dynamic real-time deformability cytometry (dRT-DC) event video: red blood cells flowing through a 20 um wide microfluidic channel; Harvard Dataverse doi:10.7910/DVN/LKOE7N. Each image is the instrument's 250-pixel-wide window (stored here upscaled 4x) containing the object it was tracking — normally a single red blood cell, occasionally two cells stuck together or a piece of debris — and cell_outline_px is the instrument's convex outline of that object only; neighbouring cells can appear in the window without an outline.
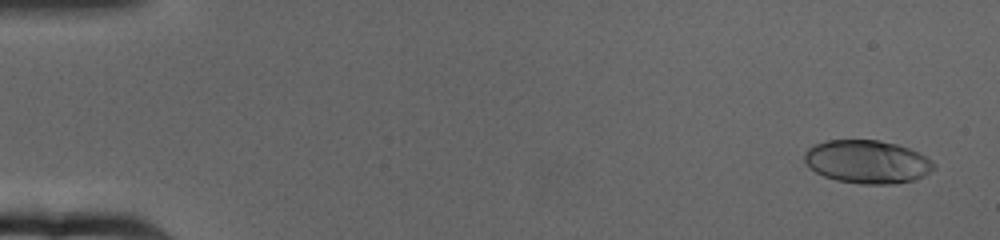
{"species": "human", "species_latin": "Homo sapiens", "temperature_condition": "cold", "stored_images_in_passage": 65, "camera_frame_rate_fps": 3000, "um_per_image_px": 0.085, "donor": {"sex": "female"}, "frame": {"image": 1, "passage_image": 3, "time_ms": 0.667, "image_size_px": [1000, 240], "cell_outline_px": [[936, 168], [924, 176], [912, 180], [896, 184], [864, 184], [836, 180], [824, 176], [816, 172], [804, 160], [804, 152], [808, 148], [816, 144], [828, 140], [880, 140], [896, 144], [908, 148], [932, 160], [936, 164]], "centroid_in_image_um": [73.73, 13.75], "position_along_channel_um": 11.3, "area_um2": 32.48}}
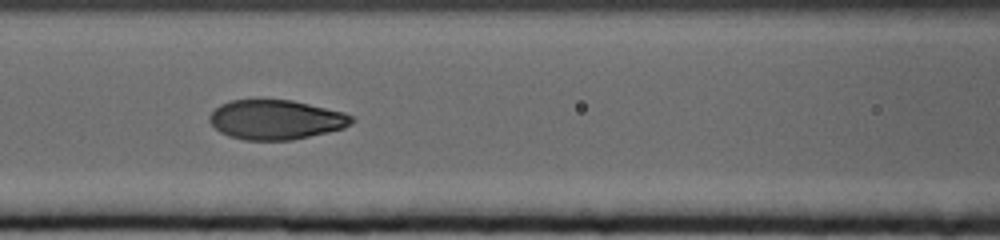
{"frame": {"image": 2, "passage_image": 29, "time_ms": 9.333, "image_size_px": [1000, 240], "cell_outline_px": [[356, 120], [344, 128], [328, 132], [292, 140], [244, 140], [228, 136], [220, 132], [208, 120], [208, 116], [220, 104], [232, 100], [256, 96], [260, 96], [292, 100], [344, 112], [352, 116]], "centroid_in_image_um": [23.42, 10.13], "position_along_channel_um": 143.2, "area_um2": 33.7}}
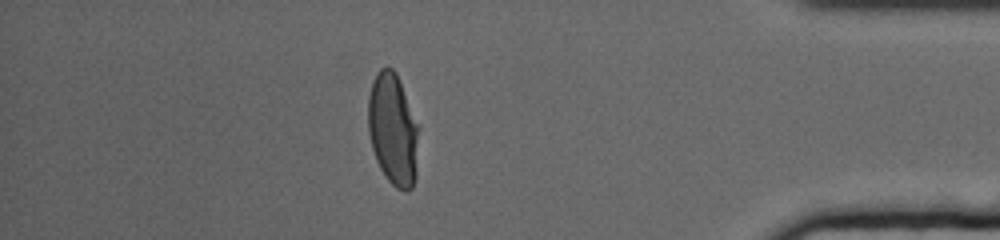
{"frame": {"image": 3, "passage_image": 57, "time_ms": 18.667, "image_size_px": [1000, 240], "cell_outline_px": [[420, 128], [416, 176], [412, 188], [408, 192], [404, 192], [396, 188], [384, 176], [376, 160], [372, 148], [368, 132], [368, 96], [372, 80], [376, 72], [380, 68], [392, 68], [396, 72], [420, 124]], "centroid_in_image_um": [33.43, 11.01], "position_along_channel_um": 401.8, "area_um2": 33.99}, "authors_computed_cell_mechanics": {"area_um2": 33.235, "velocity_mm_per_s": 3.1553, "shape_relaxation_time_tau1_ms": 5.1128, "shape_relaxation_time_tau2_ms": null, "deformation_change_tau1": 0.2118, "deformation_change_tau2": null}}